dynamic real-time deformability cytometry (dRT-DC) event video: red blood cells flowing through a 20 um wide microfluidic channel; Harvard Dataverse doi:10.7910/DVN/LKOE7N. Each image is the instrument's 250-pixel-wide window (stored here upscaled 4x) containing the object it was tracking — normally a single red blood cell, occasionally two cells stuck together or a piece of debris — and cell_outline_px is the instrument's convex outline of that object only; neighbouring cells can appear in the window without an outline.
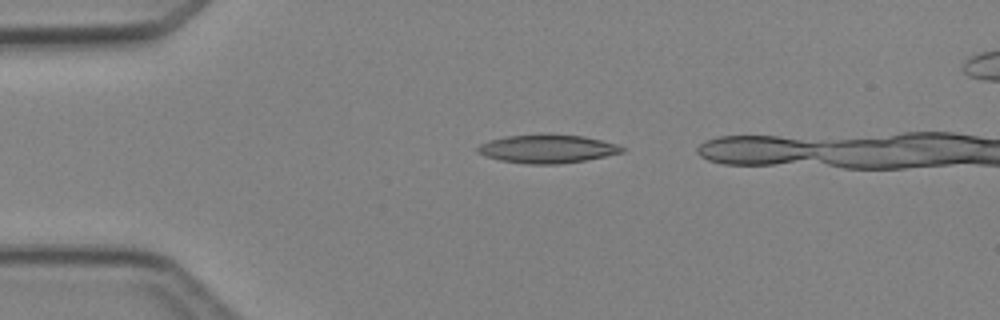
{"species": "Egyptian fruit bat (a non-hibernating species)", "species_latin": "Rousettus aegyptiacus", "temperature_condition": "cold", "stored_images_in_passage": 3, "camera_frame_rate_fps": 3000, "um_per_image_px": 0.085, "animal": {"sex": "female"}, "frame": {"image": 1, "passage_image": 1, "time_ms": 0.0, "image_size_px": [1000, 320], "cell_outline_px": [[624, 152], [584, 160], [556, 164], [528, 164], [500, 160], [484, 156], [476, 152], [476, 148], [480, 144], [488, 140], [504, 136], [544, 132], [584, 136], [616, 144], [624, 148]], "centroid_in_image_um": [46.45, 12.62], "position_along_channel_um": 38.6, "area_um2": 24.33}}